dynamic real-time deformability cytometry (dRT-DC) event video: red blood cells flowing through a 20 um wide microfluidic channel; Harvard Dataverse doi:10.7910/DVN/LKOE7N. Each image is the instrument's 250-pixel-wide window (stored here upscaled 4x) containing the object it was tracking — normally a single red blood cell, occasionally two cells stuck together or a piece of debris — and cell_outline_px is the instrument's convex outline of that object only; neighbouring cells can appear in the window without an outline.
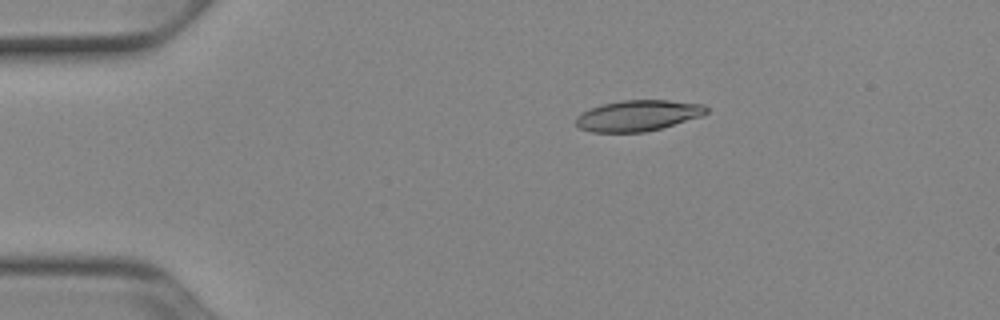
{"species": "Egyptian fruit bat (a non-hibernating species)", "species_latin": "Rousettus aegyptiacus", "temperature_condition": "cold", "stored_images_in_passage": 43, "camera_frame_rate_fps": 3000, "um_per_image_px": 0.085, "animal": {"sex": "female"}, "frame": {"image": 1, "passage_image": 1, "time_ms": 0.0, "image_size_px": [1000, 320], "cell_outline_px": [[708, 112], [700, 116], [660, 128], [644, 132], [592, 132], [580, 128], [576, 124], [576, 116], [580, 112], [604, 104], [620, 100], [668, 100], [704, 104], [708, 108]], "centroid_in_image_um": [54.21, 9.81], "position_along_channel_um": 30.8, "area_um2": 23.29}}
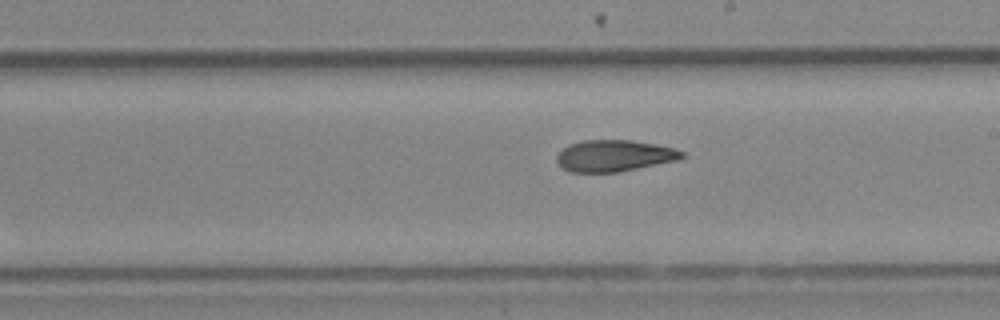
{"frame": {"image": 2, "passage_image": 21, "time_ms": 6.667, "image_size_px": [1000, 320], "cell_outline_px": [[684, 156], [680, 160], [616, 172], [572, 172], [564, 168], [556, 160], [556, 156], [568, 144], [584, 140], [632, 140], [656, 144], [676, 148], [684, 152]], "centroid_in_image_um": [52.25, 13.23], "position_along_channel_um": 236.7, "area_um2": 22.95}}
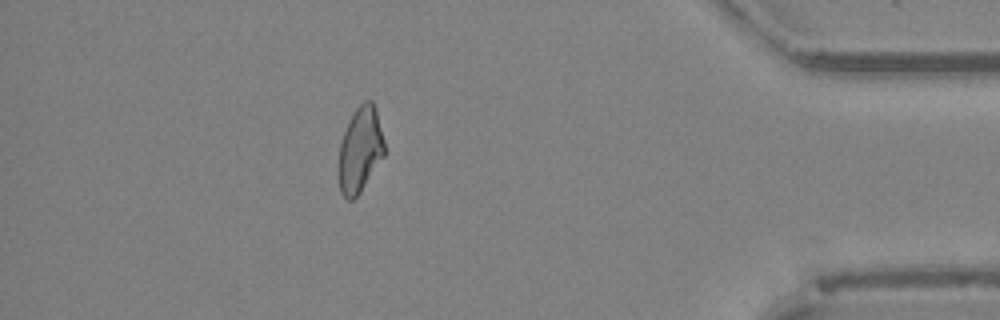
{"frame": {"image": 3, "passage_image": 37, "time_ms": 12.0, "image_size_px": [1000, 320], "cell_outline_px": [[384, 156], [360, 192], [352, 200], [348, 200], [340, 192], [336, 164], [340, 144], [344, 132], [356, 108], [364, 100], [372, 100], [376, 108], [384, 140]], "centroid_in_image_um": [30.58, 12.75], "position_along_channel_um": 404.6, "area_um2": 22.95}, "authors_computed_cell_mechanics": {"area_um2": 23.5246, "velocity_mm_per_s": 3.9312, "shape_relaxation_time_tau1_ms": 8.9968, "shape_relaxation_time_tau2_ms": 4.7278, "deformation_change_tau1": 0.2025, "deformation_change_tau2": 0.1305}}